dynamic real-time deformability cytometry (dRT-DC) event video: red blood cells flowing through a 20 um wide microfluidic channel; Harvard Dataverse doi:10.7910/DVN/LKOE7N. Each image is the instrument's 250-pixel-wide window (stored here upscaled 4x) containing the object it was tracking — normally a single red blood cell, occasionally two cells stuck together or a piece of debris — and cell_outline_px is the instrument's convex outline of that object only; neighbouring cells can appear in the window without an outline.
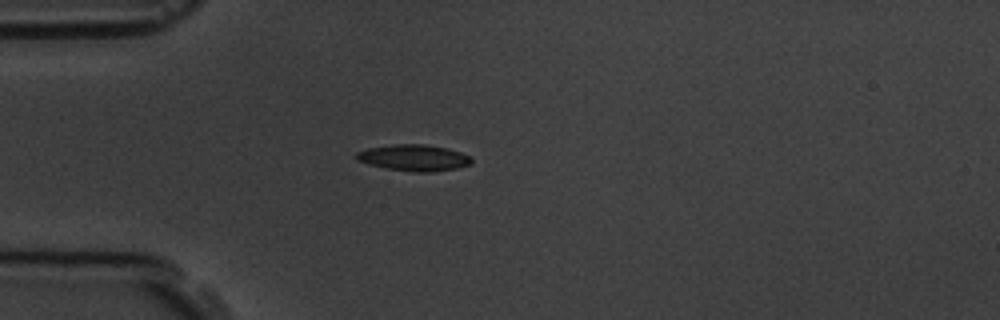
{"species": "common noctule bat (a hibernating species)", "species_latin": "Nyctalus noctula", "temperature_condition": "room temperature", "stored_images_in_passage": 1, "camera_frame_rate_fps": 3000, "um_per_image_px": 0.085, "animal": {"sex": "male", "body_mass_g": 19.5, "forearm_length_mm": 54.6}, "frame": {"image": 1, "passage_image": 1, "time_ms": 0.0, "image_size_px": [1000, 320], "cell_outline_px": [[472, 164], [456, 168], [432, 172], [416, 172], [388, 168], [368, 164], [356, 160], [356, 152], [368, 148], [392, 144], [424, 144], [444, 148], [460, 152], [468, 156], [472, 160]], "centroid_in_image_um": [35.15, 13.41], "position_along_channel_um": 49.8, "area_um2": 17.46}}